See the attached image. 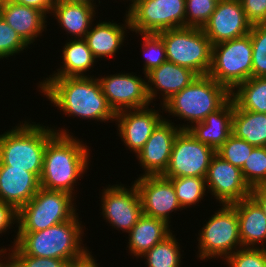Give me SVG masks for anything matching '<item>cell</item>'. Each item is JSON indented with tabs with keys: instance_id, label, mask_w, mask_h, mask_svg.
Listing matches in <instances>:
<instances>
[{
	"instance_id": "1",
	"label": "cell",
	"mask_w": 266,
	"mask_h": 267,
	"mask_svg": "<svg viewBox=\"0 0 266 267\" xmlns=\"http://www.w3.org/2000/svg\"><path fill=\"white\" fill-rule=\"evenodd\" d=\"M39 83L40 92L64 115L100 122L115 121V113L108 105L97 77H49Z\"/></svg>"
},
{
	"instance_id": "2",
	"label": "cell",
	"mask_w": 266,
	"mask_h": 267,
	"mask_svg": "<svg viewBox=\"0 0 266 267\" xmlns=\"http://www.w3.org/2000/svg\"><path fill=\"white\" fill-rule=\"evenodd\" d=\"M66 130L56 128V134L47 142L40 187L75 196L74 185L88 169L90 149Z\"/></svg>"
},
{
	"instance_id": "3",
	"label": "cell",
	"mask_w": 266,
	"mask_h": 267,
	"mask_svg": "<svg viewBox=\"0 0 266 267\" xmlns=\"http://www.w3.org/2000/svg\"><path fill=\"white\" fill-rule=\"evenodd\" d=\"M80 222L77 213L72 219L42 231L17 232L12 243L25 255L57 258L73 263L89 253L82 243L84 226Z\"/></svg>"
},
{
	"instance_id": "4",
	"label": "cell",
	"mask_w": 266,
	"mask_h": 267,
	"mask_svg": "<svg viewBox=\"0 0 266 267\" xmlns=\"http://www.w3.org/2000/svg\"><path fill=\"white\" fill-rule=\"evenodd\" d=\"M55 134L53 127L20 121L14 129L0 134V166L23 169L40 179L46 145Z\"/></svg>"
},
{
	"instance_id": "5",
	"label": "cell",
	"mask_w": 266,
	"mask_h": 267,
	"mask_svg": "<svg viewBox=\"0 0 266 267\" xmlns=\"http://www.w3.org/2000/svg\"><path fill=\"white\" fill-rule=\"evenodd\" d=\"M230 98L231 92L212 77L197 76L188 86L169 98L163 104L162 110L165 109L168 115L173 114L172 116L189 121V125L179 124L181 130H187L190 125L204 121Z\"/></svg>"
},
{
	"instance_id": "6",
	"label": "cell",
	"mask_w": 266,
	"mask_h": 267,
	"mask_svg": "<svg viewBox=\"0 0 266 267\" xmlns=\"http://www.w3.org/2000/svg\"><path fill=\"white\" fill-rule=\"evenodd\" d=\"M73 198L67 192L40 188L18 210L17 232H38L72 219L77 214Z\"/></svg>"
},
{
	"instance_id": "7",
	"label": "cell",
	"mask_w": 266,
	"mask_h": 267,
	"mask_svg": "<svg viewBox=\"0 0 266 267\" xmlns=\"http://www.w3.org/2000/svg\"><path fill=\"white\" fill-rule=\"evenodd\" d=\"M164 42L167 61L207 75L211 66L212 44L202 28L182 27L158 33Z\"/></svg>"
},
{
	"instance_id": "8",
	"label": "cell",
	"mask_w": 266,
	"mask_h": 267,
	"mask_svg": "<svg viewBox=\"0 0 266 267\" xmlns=\"http://www.w3.org/2000/svg\"><path fill=\"white\" fill-rule=\"evenodd\" d=\"M232 92L252 77V43L250 33L212 45L208 74Z\"/></svg>"
},
{
	"instance_id": "9",
	"label": "cell",
	"mask_w": 266,
	"mask_h": 267,
	"mask_svg": "<svg viewBox=\"0 0 266 267\" xmlns=\"http://www.w3.org/2000/svg\"><path fill=\"white\" fill-rule=\"evenodd\" d=\"M198 233V258L207 260L224 258L242 246L237 212L232 205H220ZM223 206V207H222Z\"/></svg>"
},
{
	"instance_id": "10",
	"label": "cell",
	"mask_w": 266,
	"mask_h": 267,
	"mask_svg": "<svg viewBox=\"0 0 266 267\" xmlns=\"http://www.w3.org/2000/svg\"><path fill=\"white\" fill-rule=\"evenodd\" d=\"M130 31L156 33L186 27L185 0H129Z\"/></svg>"
},
{
	"instance_id": "11",
	"label": "cell",
	"mask_w": 266,
	"mask_h": 267,
	"mask_svg": "<svg viewBox=\"0 0 266 267\" xmlns=\"http://www.w3.org/2000/svg\"><path fill=\"white\" fill-rule=\"evenodd\" d=\"M216 151L196 140L188 130H180L176 135L170 162L163 174L166 178H205L210 161Z\"/></svg>"
},
{
	"instance_id": "12",
	"label": "cell",
	"mask_w": 266,
	"mask_h": 267,
	"mask_svg": "<svg viewBox=\"0 0 266 267\" xmlns=\"http://www.w3.org/2000/svg\"><path fill=\"white\" fill-rule=\"evenodd\" d=\"M120 185V186H119ZM102 215L113 228L129 232L143 215L140 196L135 183L130 188L123 184L103 188Z\"/></svg>"
},
{
	"instance_id": "13",
	"label": "cell",
	"mask_w": 266,
	"mask_h": 267,
	"mask_svg": "<svg viewBox=\"0 0 266 267\" xmlns=\"http://www.w3.org/2000/svg\"><path fill=\"white\" fill-rule=\"evenodd\" d=\"M136 75L122 72L97 78L102 93L115 114L123 110L146 108L150 105L147 78L144 80Z\"/></svg>"
},
{
	"instance_id": "14",
	"label": "cell",
	"mask_w": 266,
	"mask_h": 267,
	"mask_svg": "<svg viewBox=\"0 0 266 267\" xmlns=\"http://www.w3.org/2000/svg\"><path fill=\"white\" fill-rule=\"evenodd\" d=\"M134 183L144 215L164 220L169 225L170 213L182 210L169 178L163 175L140 176Z\"/></svg>"
},
{
	"instance_id": "15",
	"label": "cell",
	"mask_w": 266,
	"mask_h": 267,
	"mask_svg": "<svg viewBox=\"0 0 266 267\" xmlns=\"http://www.w3.org/2000/svg\"><path fill=\"white\" fill-rule=\"evenodd\" d=\"M205 181L208 191L222 205H231L248 198L251 193V188L243 179L241 169L217 154L210 161Z\"/></svg>"
},
{
	"instance_id": "16",
	"label": "cell",
	"mask_w": 266,
	"mask_h": 267,
	"mask_svg": "<svg viewBox=\"0 0 266 267\" xmlns=\"http://www.w3.org/2000/svg\"><path fill=\"white\" fill-rule=\"evenodd\" d=\"M251 26L240 0H219L202 29L214 45L249 34Z\"/></svg>"
},
{
	"instance_id": "17",
	"label": "cell",
	"mask_w": 266,
	"mask_h": 267,
	"mask_svg": "<svg viewBox=\"0 0 266 267\" xmlns=\"http://www.w3.org/2000/svg\"><path fill=\"white\" fill-rule=\"evenodd\" d=\"M180 127L164 119L152 132L142 149L136 154L144 173L141 176L163 175L168 168L173 144Z\"/></svg>"
},
{
	"instance_id": "18",
	"label": "cell",
	"mask_w": 266,
	"mask_h": 267,
	"mask_svg": "<svg viewBox=\"0 0 266 267\" xmlns=\"http://www.w3.org/2000/svg\"><path fill=\"white\" fill-rule=\"evenodd\" d=\"M149 107L123 110L115 114L119 136L125 146L135 155L142 149L152 132L165 119L158 111Z\"/></svg>"
},
{
	"instance_id": "19",
	"label": "cell",
	"mask_w": 266,
	"mask_h": 267,
	"mask_svg": "<svg viewBox=\"0 0 266 267\" xmlns=\"http://www.w3.org/2000/svg\"><path fill=\"white\" fill-rule=\"evenodd\" d=\"M198 75L191 69L165 61L159 67L153 68L147 78V91L153 103L159 93L162 94L161 106L175 93L188 86ZM153 86V87H152Z\"/></svg>"
},
{
	"instance_id": "20",
	"label": "cell",
	"mask_w": 266,
	"mask_h": 267,
	"mask_svg": "<svg viewBox=\"0 0 266 267\" xmlns=\"http://www.w3.org/2000/svg\"><path fill=\"white\" fill-rule=\"evenodd\" d=\"M40 188V179L34 173L11 166H0V201L19 210Z\"/></svg>"
},
{
	"instance_id": "21",
	"label": "cell",
	"mask_w": 266,
	"mask_h": 267,
	"mask_svg": "<svg viewBox=\"0 0 266 267\" xmlns=\"http://www.w3.org/2000/svg\"><path fill=\"white\" fill-rule=\"evenodd\" d=\"M0 16L30 46L46 29V14L38 9L2 0Z\"/></svg>"
},
{
	"instance_id": "22",
	"label": "cell",
	"mask_w": 266,
	"mask_h": 267,
	"mask_svg": "<svg viewBox=\"0 0 266 267\" xmlns=\"http://www.w3.org/2000/svg\"><path fill=\"white\" fill-rule=\"evenodd\" d=\"M234 101L230 98L220 109L210 113L202 122L190 126L187 130L201 143L215 151L232 134Z\"/></svg>"
},
{
	"instance_id": "23",
	"label": "cell",
	"mask_w": 266,
	"mask_h": 267,
	"mask_svg": "<svg viewBox=\"0 0 266 267\" xmlns=\"http://www.w3.org/2000/svg\"><path fill=\"white\" fill-rule=\"evenodd\" d=\"M231 205L237 212L242 246L257 248L260 244L266 248V215L258 203L249 196Z\"/></svg>"
},
{
	"instance_id": "24",
	"label": "cell",
	"mask_w": 266,
	"mask_h": 267,
	"mask_svg": "<svg viewBox=\"0 0 266 267\" xmlns=\"http://www.w3.org/2000/svg\"><path fill=\"white\" fill-rule=\"evenodd\" d=\"M125 24L118 25L117 23H112L99 20L96 26H91L90 30L85 36V40L88 44L89 49L92 51L93 56L98 60V58L114 57L121 49V45L125 40V30H130V23L127 14H125ZM125 26V27H124Z\"/></svg>"
},
{
	"instance_id": "25",
	"label": "cell",
	"mask_w": 266,
	"mask_h": 267,
	"mask_svg": "<svg viewBox=\"0 0 266 267\" xmlns=\"http://www.w3.org/2000/svg\"><path fill=\"white\" fill-rule=\"evenodd\" d=\"M95 6L87 3L55 2L51 14L74 39L85 38L90 30L95 16ZM76 35V36H75Z\"/></svg>"
},
{
	"instance_id": "26",
	"label": "cell",
	"mask_w": 266,
	"mask_h": 267,
	"mask_svg": "<svg viewBox=\"0 0 266 267\" xmlns=\"http://www.w3.org/2000/svg\"><path fill=\"white\" fill-rule=\"evenodd\" d=\"M169 227L164 220L143 214L128 232L129 253L136 258L141 257L172 232Z\"/></svg>"
},
{
	"instance_id": "27",
	"label": "cell",
	"mask_w": 266,
	"mask_h": 267,
	"mask_svg": "<svg viewBox=\"0 0 266 267\" xmlns=\"http://www.w3.org/2000/svg\"><path fill=\"white\" fill-rule=\"evenodd\" d=\"M69 39L62 50V66L57 68L49 77H77V76H90L85 75L89 72L92 66H95L96 58L93 56L92 51L89 49L86 40L83 39Z\"/></svg>"
},
{
	"instance_id": "28",
	"label": "cell",
	"mask_w": 266,
	"mask_h": 267,
	"mask_svg": "<svg viewBox=\"0 0 266 267\" xmlns=\"http://www.w3.org/2000/svg\"><path fill=\"white\" fill-rule=\"evenodd\" d=\"M232 134L255 147H266V113L242 110L234 103Z\"/></svg>"
},
{
	"instance_id": "29",
	"label": "cell",
	"mask_w": 266,
	"mask_h": 267,
	"mask_svg": "<svg viewBox=\"0 0 266 267\" xmlns=\"http://www.w3.org/2000/svg\"><path fill=\"white\" fill-rule=\"evenodd\" d=\"M231 98L242 110L266 113V77H251L239 84Z\"/></svg>"
},
{
	"instance_id": "30",
	"label": "cell",
	"mask_w": 266,
	"mask_h": 267,
	"mask_svg": "<svg viewBox=\"0 0 266 267\" xmlns=\"http://www.w3.org/2000/svg\"><path fill=\"white\" fill-rule=\"evenodd\" d=\"M175 235L171 232L166 238L145 252L147 267H181V249Z\"/></svg>"
},
{
	"instance_id": "31",
	"label": "cell",
	"mask_w": 266,
	"mask_h": 267,
	"mask_svg": "<svg viewBox=\"0 0 266 267\" xmlns=\"http://www.w3.org/2000/svg\"><path fill=\"white\" fill-rule=\"evenodd\" d=\"M169 179L175 188V194L182 209L196 205L204 199L207 192L205 178L185 176Z\"/></svg>"
},
{
	"instance_id": "32",
	"label": "cell",
	"mask_w": 266,
	"mask_h": 267,
	"mask_svg": "<svg viewBox=\"0 0 266 267\" xmlns=\"http://www.w3.org/2000/svg\"><path fill=\"white\" fill-rule=\"evenodd\" d=\"M250 188L266 186V147H255L241 168Z\"/></svg>"
},
{
	"instance_id": "33",
	"label": "cell",
	"mask_w": 266,
	"mask_h": 267,
	"mask_svg": "<svg viewBox=\"0 0 266 267\" xmlns=\"http://www.w3.org/2000/svg\"><path fill=\"white\" fill-rule=\"evenodd\" d=\"M252 43V77H266V23L250 29Z\"/></svg>"
},
{
	"instance_id": "34",
	"label": "cell",
	"mask_w": 266,
	"mask_h": 267,
	"mask_svg": "<svg viewBox=\"0 0 266 267\" xmlns=\"http://www.w3.org/2000/svg\"><path fill=\"white\" fill-rule=\"evenodd\" d=\"M255 146L244 139L231 134L229 138L216 150V154L233 166L243 167Z\"/></svg>"
},
{
	"instance_id": "35",
	"label": "cell",
	"mask_w": 266,
	"mask_h": 267,
	"mask_svg": "<svg viewBox=\"0 0 266 267\" xmlns=\"http://www.w3.org/2000/svg\"><path fill=\"white\" fill-rule=\"evenodd\" d=\"M143 38L141 47L145 55L144 75L150 72L153 68L159 67L167 61L165 45L162 37L156 33H139Z\"/></svg>"
},
{
	"instance_id": "36",
	"label": "cell",
	"mask_w": 266,
	"mask_h": 267,
	"mask_svg": "<svg viewBox=\"0 0 266 267\" xmlns=\"http://www.w3.org/2000/svg\"><path fill=\"white\" fill-rule=\"evenodd\" d=\"M186 27L203 28L215 11L219 0H185Z\"/></svg>"
},
{
	"instance_id": "37",
	"label": "cell",
	"mask_w": 266,
	"mask_h": 267,
	"mask_svg": "<svg viewBox=\"0 0 266 267\" xmlns=\"http://www.w3.org/2000/svg\"><path fill=\"white\" fill-rule=\"evenodd\" d=\"M225 261L229 267H266V248L241 247Z\"/></svg>"
},
{
	"instance_id": "38",
	"label": "cell",
	"mask_w": 266,
	"mask_h": 267,
	"mask_svg": "<svg viewBox=\"0 0 266 267\" xmlns=\"http://www.w3.org/2000/svg\"><path fill=\"white\" fill-rule=\"evenodd\" d=\"M28 44L0 16V60L21 53Z\"/></svg>"
},
{
	"instance_id": "39",
	"label": "cell",
	"mask_w": 266,
	"mask_h": 267,
	"mask_svg": "<svg viewBox=\"0 0 266 267\" xmlns=\"http://www.w3.org/2000/svg\"><path fill=\"white\" fill-rule=\"evenodd\" d=\"M12 267H70V262L57 258L25 255L16 245L11 246Z\"/></svg>"
},
{
	"instance_id": "40",
	"label": "cell",
	"mask_w": 266,
	"mask_h": 267,
	"mask_svg": "<svg viewBox=\"0 0 266 267\" xmlns=\"http://www.w3.org/2000/svg\"><path fill=\"white\" fill-rule=\"evenodd\" d=\"M247 20L252 24L266 23V0H240Z\"/></svg>"
},
{
	"instance_id": "41",
	"label": "cell",
	"mask_w": 266,
	"mask_h": 267,
	"mask_svg": "<svg viewBox=\"0 0 266 267\" xmlns=\"http://www.w3.org/2000/svg\"><path fill=\"white\" fill-rule=\"evenodd\" d=\"M12 223L18 225V210L11 204L0 201V234L13 227Z\"/></svg>"
},
{
	"instance_id": "42",
	"label": "cell",
	"mask_w": 266,
	"mask_h": 267,
	"mask_svg": "<svg viewBox=\"0 0 266 267\" xmlns=\"http://www.w3.org/2000/svg\"><path fill=\"white\" fill-rule=\"evenodd\" d=\"M11 2L25 5L43 11L46 15L51 13L52 6L56 0H9Z\"/></svg>"
},
{
	"instance_id": "43",
	"label": "cell",
	"mask_w": 266,
	"mask_h": 267,
	"mask_svg": "<svg viewBox=\"0 0 266 267\" xmlns=\"http://www.w3.org/2000/svg\"><path fill=\"white\" fill-rule=\"evenodd\" d=\"M250 196L258 203L266 215V186L251 188Z\"/></svg>"
},
{
	"instance_id": "44",
	"label": "cell",
	"mask_w": 266,
	"mask_h": 267,
	"mask_svg": "<svg viewBox=\"0 0 266 267\" xmlns=\"http://www.w3.org/2000/svg\"><path fill=\"white\" fill-rule=\"evenodd\" d=\"M89 252L85 257L80 260L74 261L70 264V267H98L95 258ZM94 258V259H93Z\"/></svg>"
},
{
	"instance_id": "45",
	"label": "cell",
	"mask_w": 266,
	"mask_h": 267,
	"mask_svg": "<svg viewBox=\"0 0 266 267\" xmlns=\"http://www.w3.org/2000/svg\"><path fill=\"white\" fill-rule=\"evenodd\" d=\"M4 249H2V248L0 249V257H2V258H3V256L7 255V253H6L7 249L6 248H4ZM10 252H11V250L9 249V253H8L9 256L7 255L8 258L4 257L5 261H3V259L1 260V258H0V260H1L0 261V267H12V254Z\"/></svg>"
},
{
	"instance_id": "46",
	"label": "cell",
	"mask_w": 266,
	"mask_h": 267,
	"mask_svg": "<svg viewBox=\"0 0 266 267\" xmlns=\"http://www.w3.org/2000/svg\"><path fill=\"white\" fill-rule=\"evenodd\" d=\"M56 2H74V3H87V4L96 5V3H93L94 0H56Z\"/></svg>"
}]
</instances>
